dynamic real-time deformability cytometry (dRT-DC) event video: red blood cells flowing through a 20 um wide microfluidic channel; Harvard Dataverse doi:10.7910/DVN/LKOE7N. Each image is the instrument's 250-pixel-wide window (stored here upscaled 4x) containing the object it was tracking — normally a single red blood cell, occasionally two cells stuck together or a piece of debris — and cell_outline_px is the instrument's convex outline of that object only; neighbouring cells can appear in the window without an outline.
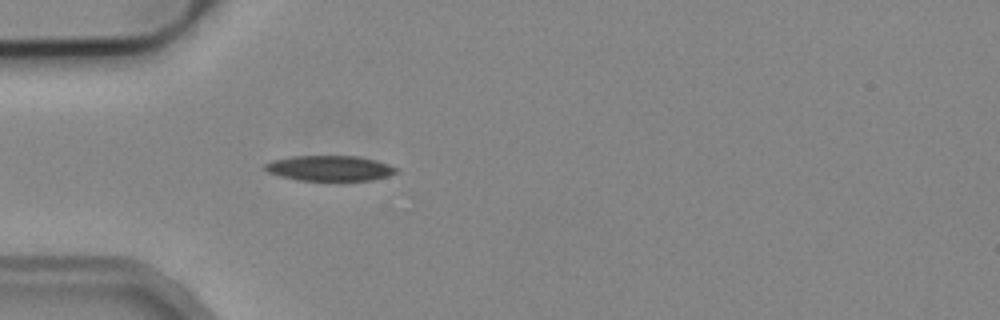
{"species": "common noctule bat (a hibernating species)", "species_latin": "Nyctalus noctula", "temperature_condition": "cold", "stored_images_in_passage": 1, "camera_frame_rate_fps": 3000, "um_per_image_px": 0.085, "animal": {"sex": "male", "body_mass_g": 19.2, "forearm_length_mm": 51.8}, "frame": {"image": 1, "passage_image": 1, "time_ms": 0.0, "image_size_px": [1000, 320], "cell_outline_px": [[400, 172], [388, 176], [372, 180], [300, 180], [280, 176], [268, 172], [264, 168], [264, 164], [272, 160], [292, 156], [356, 156], [376, 160], [400, 168]], "centroid_in_image_um": [28.07, 14.29], "position_along_channel_um": 56.9, "area_um2": 19.42}}